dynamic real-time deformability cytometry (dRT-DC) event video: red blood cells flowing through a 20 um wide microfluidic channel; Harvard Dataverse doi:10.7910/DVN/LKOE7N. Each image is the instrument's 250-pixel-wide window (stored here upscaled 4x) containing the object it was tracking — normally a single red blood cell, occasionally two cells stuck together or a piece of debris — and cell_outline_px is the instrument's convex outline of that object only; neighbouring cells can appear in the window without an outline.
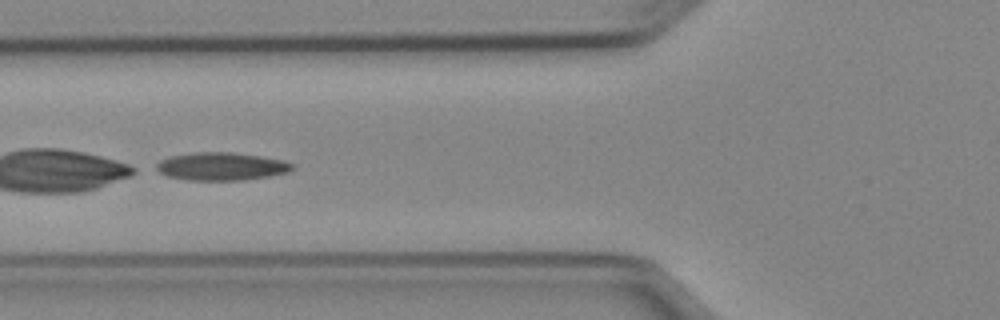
{"species": "Egyptian fruit bat (a non-hibernating species)", "species_latin": "Rousettus aegyptiacus", "temperature_condition": "cold", "stored_images_in_passage": 51, "camera_frame_rate_fps": 3000, "um_per_image_px": 0.085, "animal": {"sex": "female"}, "frame": {"image": 1, "passage_image": 20, "time_ms": 6.333, "image_size_px": [1000, 320], "cell_outline_px": [[296, 168], [288, 172], [268, 176], [244, 180], [188, 180], [168, 176], [152, 168], [160, 160], [168, 156], [192, 152], [236, 152], [284, 160], [292, 164]], "centroid_in_image_um": [18.79, 14.13], "position_along_channel_um": 107.0, "area_um2": 22.37}}